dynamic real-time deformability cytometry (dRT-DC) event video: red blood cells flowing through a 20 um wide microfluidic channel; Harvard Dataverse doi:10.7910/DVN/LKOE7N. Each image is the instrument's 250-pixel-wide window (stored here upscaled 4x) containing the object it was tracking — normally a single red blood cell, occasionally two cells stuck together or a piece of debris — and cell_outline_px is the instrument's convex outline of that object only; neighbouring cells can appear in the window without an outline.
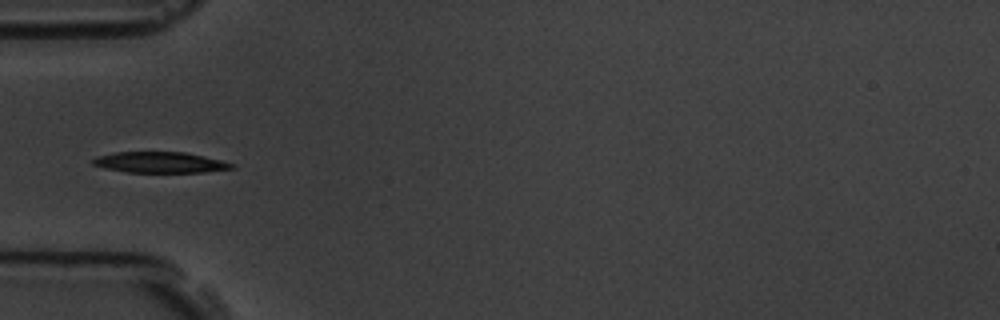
{"species": "common noctule bat (a hibernating species)", "species_latin": "Nyctalus noctula", "temperature_condition": "room temperature", "stored_images_in_passage": 6, "segment_of_instrument_passage": [2, 2], "camera_frame_rate_fps": 3000, "um_per_image_px": 0.085, "animal": {"sex": "male", "body_mass_g": 19.5, "forearm_length_mm": 54.6}, "frame": {"image": 1, "passage_image": 6, "time_ms": 6.0, "image_size_px": [1000, 320], "cell_outline_px": [[236, 168], [204, 172], [128, 172], [104, 168], [92, 164], [92, 160], [96, 156], [116, 152], [184, 152], [204, 156], [236, 164]], "centroid_in_image_um": [13.62, 13.8], "position_along_channel_um": 71.4, "area_um2": 16.88}}